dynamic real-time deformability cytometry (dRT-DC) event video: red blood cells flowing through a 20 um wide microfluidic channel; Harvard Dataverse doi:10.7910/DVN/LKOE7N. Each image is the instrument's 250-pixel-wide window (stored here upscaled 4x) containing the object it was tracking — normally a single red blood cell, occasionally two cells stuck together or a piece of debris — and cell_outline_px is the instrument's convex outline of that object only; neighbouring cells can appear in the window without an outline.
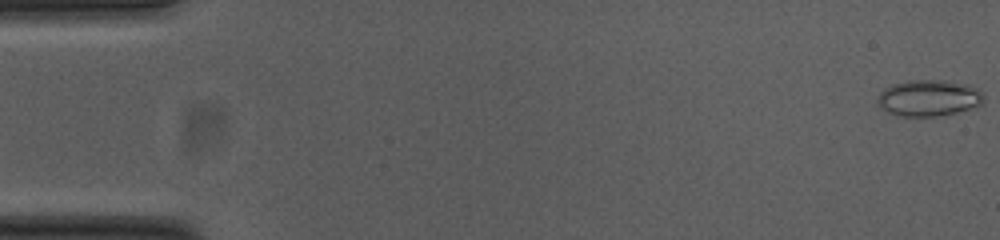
{"species": "common noctule bat (a hibernating species)", "species_latin": "Nyctalus noctula", "temperature_condition": "cold", "stored_images_in_passage": 54, "camera_frame_rate_fps": 3000, "um_per_image_px": 0.085, "animal": {"sex": "female", "body_mass_g": 23.0, "forearm_length_mm": 53.4}, "frame": {"image": 1, "passage_image": 1, "time_ms": 0.0, "image_size_px": [1000, 240], "cell_outline_px": [[984, 104], [956, 112], [936, 116], [900, 116], [888, 112], [880, 108], [876, 100], [876, 96], [884, 88], [892, 84], [908, 80], [940, 80], [968, 84], [976, 88], [984, 96]], "centroid_in_image_um": [78.91, 8.32], "position_along_channel_um": 6.1, "area_um2": 22.6}}
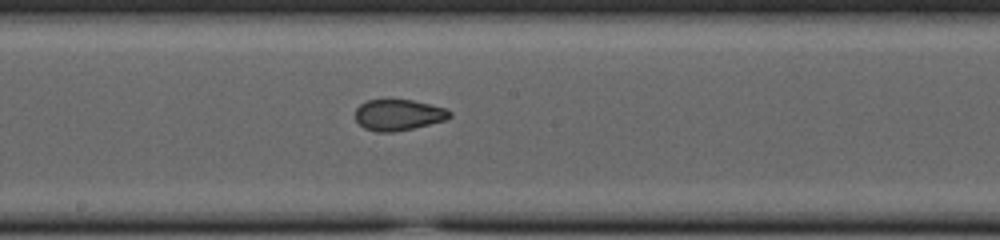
{"frame": {"image": 2, "passage_image": 29, "time_ms": 9.333, "image_size_px": [1000, 240], "cell_outline_px": [[452, 116], [444, 120], [412, 128], [392, 132], [376, 132], [364, 128], [356, 120], [356, 108], [360, 104], [368, 100], [412, 100], [448, 108], [452, 112]], "centroid_in_image_um": [33.88, 9.76], "position_along_channel_um": 214.3, "area_um2": 16.99}}
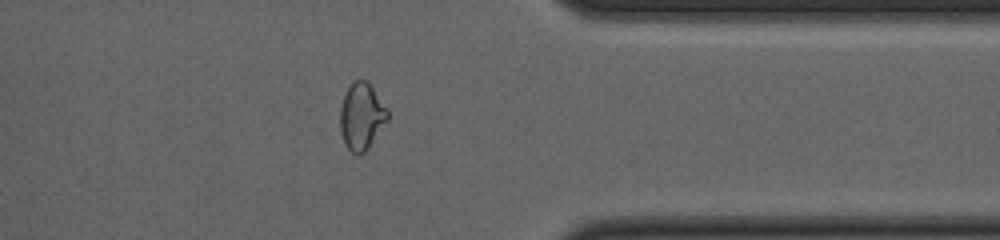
{"frame": {"image": 3, "passage_image": 43, "time_ms": 14.0, "image_size_px": [1000, 240], "cell_outline_px": [[388, 120], [368, 148], [364, 152], [356, 156], [344, 144], [340, 132], [340, 108], [344, 96], [352, 80], [360, 76], [368, 80], [388, 108]], "centroid_in_image_um": [30.74, 9.84], "position_along_channel_um": 380.7, "area_um2": 18.96}, "authors_computed_cell_mechanics": {"area_um2": 18.5827, "velocity_mm_per_s": 3.7961, "shape_relaxation_time_tau1_ms": null, "shape_relaxation_time_tau2_ms": 1.4331, "deformation_change_tau1": null, "deformation_change_tau2": 0.0628}}